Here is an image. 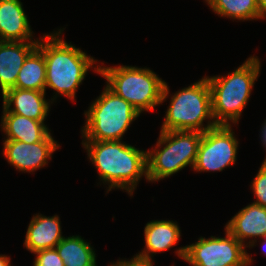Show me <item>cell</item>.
Listing matches in <instances>:
<instances>
[{"mask_svg": "<svg viewBox=\"0 0 266 266\" xmlns=\"http://www.w3.org/2000/svg\"><path fill=\"white\" fill-rule=\"evenodd\" d=\"M165 82L161 103H170L163 117L160 131H198L205 132L216 127L212 116L211 90L206 76L170 94ZM206 122V124H204Z\"/></svg>", "mask_w": 266, "mask_h": 266, "instance_id": "cell-4", "label": "cell"}, {"mask_svg": "<svg viewBox=\"0 0 266 266\" xmlns=\"http://www.w3.org/2000/svg\"><path fill=\"white\" fill-rule=\"evenodd\" d=\"M65 29L66 27L57 28L50 34H44L39 37L37 45L43 52L46 63L45 92L53 89V98H50L53 103L60 96L74 102L87 72L94 69L93 72L99 75V61L71 42H66L61 37Z\"/></svg>", "mask_w": 266, "mask_h": 266, "instance_id": "cell-1", "label": "cell"}, {"mask_svg": "<svg viewBox=\"0 0 266 266\" xmlns=\"http://www.w3.org/2000/svg\"><path fill=\"white\" fill-rule=\"evenodd\" d=\"M2 112H11L37 121H46L51 99H46L45 91L11 88L2 95Z\"/></svg>", "mask_w": 266, "mask_h": 266, "instance_id": "cell-13", "label": "cell"}, {"mask_svg": "<svg viewBox=\"0 0 266 266\" xmlns=\"http://www.w3.org/2000/svg\"><path fill=\"white\" fill-rule=\"evenodd\" d=\"M108 266H125V258L111 262Z\"/></svg>", "mask_w": 266, "mask_h": 266, "instance_id": "cell-27", "label": "cell"}, {"mask_svg": "<svg viewBox=\"0 0 266 266\" xmlns=\"http://www.w3.org/2000/svg\"><path fill=\"white\" fill-rule=\"evenodd\" d=\"M89 162L98 172V179L106 186V193L118 189L133 196L137 185L147 177V150L120 141H82Z\"/></svg>", "mask_w": 266, "mask_h": 266, "instance_id": "cell-2", "label": "cell"}, {"mask_svg": "<svg viewBox=\"0 0 266 266\" xmlns=\"http://www.w3.org/2000/svg\"><path fill=\"white\" fill-rule=\"evenodd\" d=\"M38 42L0 41V91L14 88L18 73Z\"/></svg>", "mask_w": 266, "mask_h": 266, "instance_id": "cell-16", "label": "cell"}, {"mask_svg": "<svg viewBox=\"0 0 266 266\" xmlns=\"http://www.w3.org/2000/svg\"><path fill=\"white\" fill-rule=\"evenodd\" d=\"M262 239V251H263V253L266 255V234H265V236L263 237V238H261Z\"/></svg>", "mask_w": 266, "mask_h": 266, "instance_id": "cell-28", "label": "cell"}, {"mask_svg": "<svg viewBox=\"0 0 266 266\" xmlns=\"http://www.w3.org/2000/svg\"><path fill=\"white\" fill-rule=\"evenodd\" d=\"M46 63L43 52L36 47L25 59L14 88L45 91Z\"/></svg>", "mask_w": 266, "mask_h": 266, "instance_id": "cell-19", "label": "cell"}, {"mask_svg": "<svg viewBox=\"0 0 266 266\" xmlns=\"http://www.w3.org/2000/svg\"><path fill=\"white\" fill-rule=\"evenodd\" d=\"M207 6L214 14L233 21L259 20L258 0H210Z\"/></svg>", "mask_w": 266, "mask_h": 266, "instance_id": "cell-20", "label": "cell"}, {"mask_svg": "<svg viewBox=\"0 0 266 266\" xmlns=\"http://www.w3.org/2000/svg\"><path fill=\"white\" fill-rule=\"evenodd\" d=\"M55 248L65 266H98L95 249L80 235L64 237Z\"/></svg>", "mask_w": 266, "mask_h": 266, "instance_id": "cell-18", "label": "cell"}, {"mask_svg": "<svg viewBox=\"0 0 266 266\" xmlns=\"http://www.w3.org/2000/svg\"><path fill=\"white\" fill-rule=\"evenodd\" d=\"M156 145L147 150L148 182L170 178L186 167L193 169L202 133L198 131H160Z\"/></svg>", "mask_w": 266, "mask_h": 266, "instance_id": "cell-7", "label": "cell"}, {"mask_svg": "<svg viewBox=\"0 0 266 266\" xmlns=\"http://www.w3.org/2000/svg\"><path fill=\"white\" fill-rule=\"evenodd\" d=\"M99 64V76L115 94L129 102L140 114L154 111L161 103L165 80L149 67Z\"/></svg>", "mask_w": 266, "mask_h": 266, "instance_id": "cell-6", "label": "cell"}, {"mask_svg": "<svg viewBox=\"0 0 266 266\" xmlns=\"http://www.w3.org/2000/svg\"><path fill=\"white\" fill-rule=\"evenodd\" d=\"M257 171L250 185L256 199L252 203L266 208V161L263 160Z\"/></svg>", "mask_w": 266, "mask_h": 266, "instance_id": "cell-21", "label": "cell"}, {"mask_svg": "<svg viewBox=\"0 0 266 266\" xmlns=\"http://www.w3.org/2000/svg\"><path fill=\"white\" fill-rule=\"evenodd\" d=\"M21 0H0V41L38 42Z\"/></svg>", "mask_w": 266, "mask_h": 266, "instance_id": "cell-14", "label": "cell"}, {"mask_svg": "<svg viewBox=\"0 0 266 266\" xmlns=\"http://www.w3.org/2000/svg\"><path fill=\"white\" fill-rule=\"evenodd\" d=\"M2 154L5 160L16 171L22 173H33L47 167L48 161L52 159L53 153L60 149V144L50 132L42 141L28 144L15 140H2Z\"/></svg>", "mask_w": 266, "mask_h": 266, "instance_id": "cell-10", "label": "cell"}, {"mask_svg": "<svg viewBox=\"0 0 266 266\" xmlns=\"http://www.w3.org/2000/svg\"><path fill=\"white\" fill-rule=\"evenodd\" d=\"M224 227L246 248H253L266 234V208L250 203L230 218Z\"/></svg>", "mask_w": 266, "mask_h": 266, "instance_id": "cell-12", "label": "cell"}, {"mask_svg": "<svg viewBox=\"0 0 266 266\" xmlns=\"http://www.w3.org/2000/svg\"><path fill=\"white\" fill-rule=\"evenodd\" d=\"M0 266H12L10 256L0 254Z\"/></svg>", "mask_w": 266, "mask_h": 266, "instance_id": "cell-26", "label": "cell"}, {"mask_svg": "<svg viewBox=\"0 0 266 266\" xmlns=\"http://www.w3.org/2000/svg\"><path fill=\"white\" fill-rule=\"evenodd\" d=\"M262 129L260 130V134H259V137L261 139V146L263 148H265L264 150H266V119L264 120V122L262 123ZM266 152V151H265ZM264 161H266V156L264 158Z\"/></svg>", "mask_w": 266, "mask_h": 266, "instance_id": "cell-23", "label": "cell"}, {"mask_svg": "<svg viewBox=\"0 0 266 266\" xmlns=\"http://www.w3.org/2000/svg\"><path fill=\"white\" fill-rule=\"evenodd\" d=\"M259 19H266V0H258Z\"/></svg>", "mask_w": 266, "mask_h": 266, "instance_id": "cell-24", "label": "cell"}, {"mask_svg": "<svg viewBox=\"0 0 266 266\" xmlns=\"http://www.w3.org/2000/svg\"><path fill=\"white\" fill-rule=\"evenodd\" d=\"M153 265L155 264L140 263V262L134 261L133 259L125 258V266H153Z\"/></svg>", "mask_w": 266, "mask_h": 266, "instance_id": "cell-25", "label": "cell"}, {"mask_svg": "<svg viewBox=\"0 0 266 266\" xmlns=\"http://www.w3.org/2000/svg\"><path fill=\"white\" fill-rule=\"evenodd\" d=\"M62 234L59 215L45 216L36 213L28 225L23 246L32 254L39 250L55 248L65 237Z\"/></svg>", "mask_w": 266, "mask_h": 266, "instance_id": "cell-15", "label": "cell"}, {"mask_svg": "<svg viewBox=\"0 0 266 266\" xmlns=\"http://www.w3.org/2000/svg\"><path fill=\"white\" fill-rule=\"evenodd\" d=\"M258 56L250 55L233 72L206 76L211 90L212 116L216 125L235 126L248 105L261 73Z\"/></svg>", "mask_w": 266, "mask_h": 266, "instance_id": "cell-3", "label": "cell"}, {"mask_svg": "<svg viewBox=\"0 0 266 266\" xmlns=\"http://www.w3.org/2000/svg\"><path fill=\"white\" fill-rule=\"evenodd\" d=\"M181 229L177 221L152 220L144 227V248L131 259L140 263L154 264L157 253L172 249L181 239Z\"/></svg>", "mask_w": 266, "mask_h": 266, "instance_id": "cell-11", "label": "cell"}, {"mask_svg": "<svg viewBox=\"0 0 266 266\" xmlns=\"http://www.w3.org/2000/svg\"><path fill=\"white\" fill-rule=\"evenodd\" d=\"M84 115L82 141H120L141 114L105 85Z\"/></svg>", "mask_w": 266, "mask_h": 266, "instance_id": "cell-5", "label": "cell"}, {"mask_svg": "<svg viewBox=\"0 0 266 266\" xmlns=\"http://www.w3.org/2000/svg\"><path fill=\"white\" fill-rule=\"evenodd\" d=\"M239 141L232 126L217 125L202 133L193 170L222 172L237 161Z\"/></svg>", "mask_w": 266, "mask_h": 266, "instance_id": "cell-9", "label": "cell"}, {"mask_svg": "<svg viewBox=\"0 0 266 266\" xmlns=\"http://www.w3.org/2000/svg\"><path fill=\"white\" fill-rule=\"evenodd\" d=\"M225 236H200L190 245L176 247L178 258L190 266H250L254 261L246 247L226 228ZM178 248V249H177Z\"/></svg>", "mask_w": 266, "mask_h": 266, "instance_id": "cell-8", "label": "cell"}, {"mask_svg": "<svg viewBox=\"0 0 266 266\" xmlns=\"http://www.w3.org/2000/svg\"><path fill=\"white\" fill-rule=\"evenodd\" d=\"M33 254L36 255L33 266H65L56 248L39 250Z\"/></svg>", "mask_w": 266, "mask_h": 266, "instance_id": "cell-22", "label": "cell"}, {"mask_svg": "<svg viewBox=\"0 0 266 266\" xmlns=\"http://www.w3.org/2000/svg\"><path fill=\"white\" fill-rule=\"evenodd\" d=\"M0 128L4 140L28 144L40 142L52 132L45 121H37L11 112H2Z\"/></svg>", "mask_w": 266, "mask_h": 266, "instance_id": "cell-17", "label": "cell"}]
</instances>
